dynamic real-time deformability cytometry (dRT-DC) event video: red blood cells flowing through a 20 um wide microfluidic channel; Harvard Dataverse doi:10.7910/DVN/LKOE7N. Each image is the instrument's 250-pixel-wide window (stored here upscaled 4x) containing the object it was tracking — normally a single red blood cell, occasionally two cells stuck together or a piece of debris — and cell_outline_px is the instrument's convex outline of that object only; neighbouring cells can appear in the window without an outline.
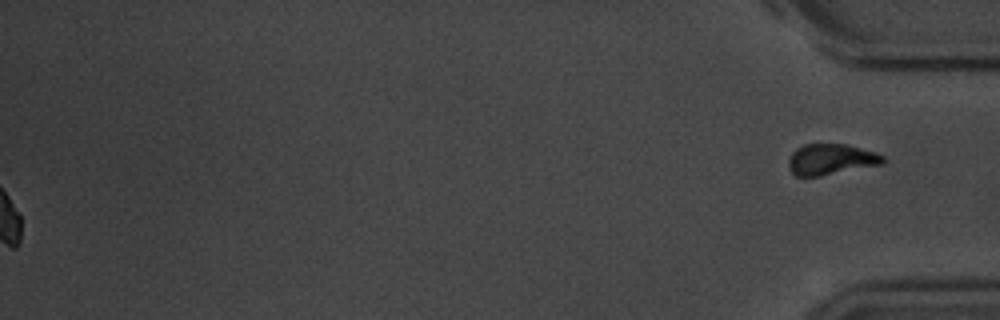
{"species": "common noctule bat (a hibernating species)", "species_latin": "Nyctalus noctula", "temperature_condition": "room temperature", "stored_images_in_passage": 45, "segment_of_instrument_passage": [2, 2], "camera_frame_rate_fps": 3000, "um_per_image_px": 0.085, "animal": {"sex": "male", "body_mass_g": 20.1, "forearm_length_mm": 53.5}, "frame": {"image": 1, "passage_image": 45, "time_ms": 14.667, "image_size_px": [1000, 320], "cell_outline_px": [[888, 160], [884, 164], [820, 176], [796, 176], [788, 168], [788, 160], [792, 152], [796, 148], [804, 144], [848, 144], [876, 152], [884, 156]], "centroid_in_image_um": [70.66, 13.54], "position_along_channel_um": 364.5, "area_um2": 17.28}}